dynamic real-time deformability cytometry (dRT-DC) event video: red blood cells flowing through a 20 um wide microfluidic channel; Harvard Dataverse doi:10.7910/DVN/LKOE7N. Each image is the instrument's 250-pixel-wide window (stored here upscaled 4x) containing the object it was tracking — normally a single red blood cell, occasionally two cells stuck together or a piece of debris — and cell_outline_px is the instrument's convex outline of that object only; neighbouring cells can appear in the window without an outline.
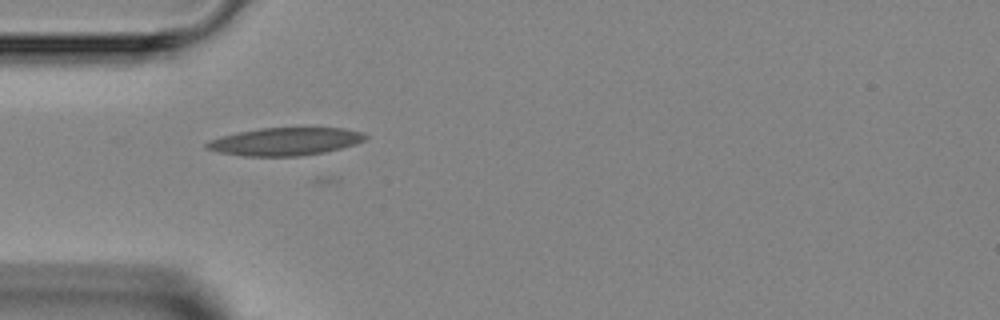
{"species": "Egyptian fruit bat (a non-hibernating species)", "species_latin": "Rousettus aegyptiacus", "temperature_condition": "room temperature", "stored_images_in_passage": 8, "camera_frame_rate_fps": 3000, "um_per_image_px": 0.085, "animal": {"sex": "female"}, "frame": {"image": 1, "passage_image": 4, "time_ms": 4.667, "image_size_px": [1000, 320], "cell_outline_px": [[368, 136], [364, 140], [356, 144], [324, 152], [300, 156], [240, 156], [220, 152], [204, 148], [204, 144], [208, 140], [220, 136], [236, 132], [260, 128], [344, 128], [364, 132]], "centroid_in_image_um": [24.21, 12.03], "position_along_channel_um": 60.8, "area_um2": 25.89}}
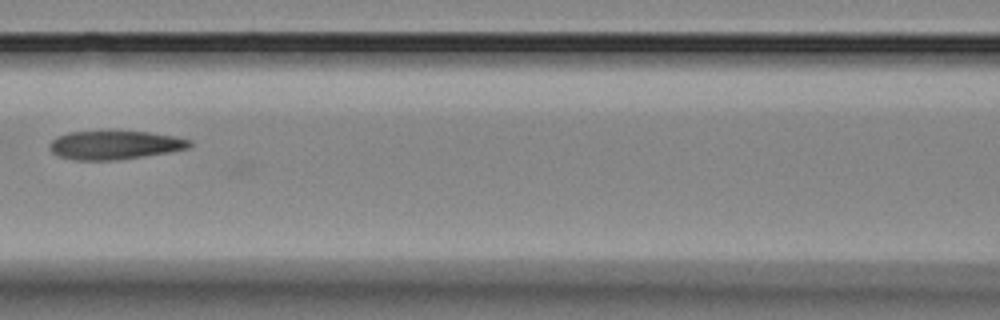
{"frame": {"image": 2, "passage_image": 6, "time_ms": 7.0, "image_size_px": [1000, 320], "cell_outline_px": [[192, 148], [144, 156], [116, 160], [76, 160], [60, 156], [52, 152], [48, 148], [48, 144], [56, 136], [68, 132], [148, 132], [172, 136], [192, 140]], "centroid_in_image_um": [9.75, 12.33], "position_along_channel_um": 156.8, "area_um2": 23.24}}
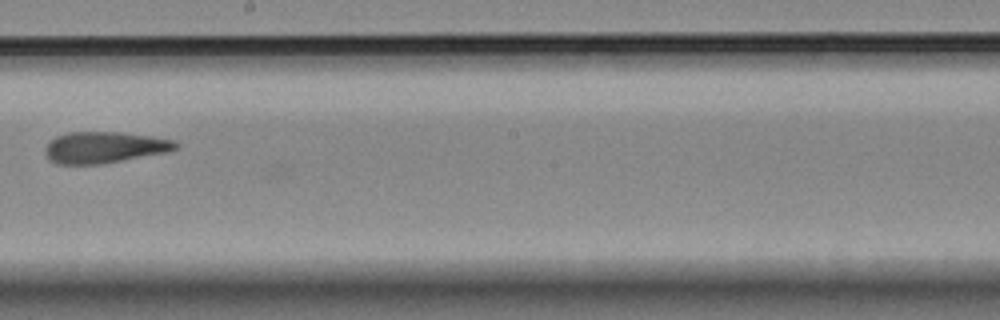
{"frame": {"image": 3, "passage_image": 8, "time_ms": 9.0, "image_size_px": [1000, 320], "cell_outline_px": [[180, 148], [168, 152], [100, 164], [56, 164], [48, 160], [44, 152], [44, 148], [56, 136], [68, 132], [120, 132], [152, 136], [176, 140], [180, 144]], "centroid_in_image_um": [8.9, 12.52], "position_along_channel_um": 239.3, "area_um2": 24.1}}